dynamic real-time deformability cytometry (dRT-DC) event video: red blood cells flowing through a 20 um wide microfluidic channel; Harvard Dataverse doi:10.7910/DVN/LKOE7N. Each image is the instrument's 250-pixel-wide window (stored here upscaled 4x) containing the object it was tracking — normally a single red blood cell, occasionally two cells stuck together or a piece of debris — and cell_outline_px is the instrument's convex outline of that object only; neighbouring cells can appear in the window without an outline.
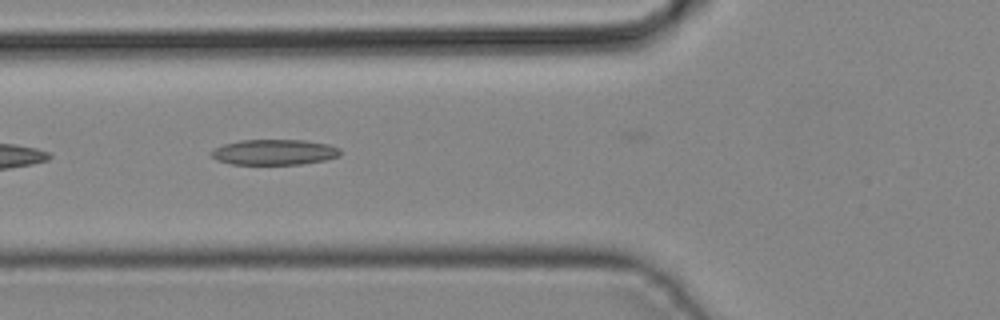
{"species": "common noctule bat (a hibernating species)", "species_latin": "Nyctalus noctula", "temperature_condition": "cold", "stored_images_in_passage": 18, "camera_frame_rate_fps": 3000, "um_per_image_px": 0.085, "animal": {"sex": "male", "body_mass_g": 19.2, "forearm_length_mm": 51.8}, "frame": {"image": 1, "passage_image": 16, "time_ms": 5.0, "image_size_px": [1000, 320], "cell_outline_px": [[340, 156], [324, 160], [300, 164], [232, 164], [216, 160], [208, 152], [224, 144], [240, 140], [304, 140], [328, 144], [340, 148]], "centroid_in_image_um": [23.31, 12.93], "position_along_channel_um": 102.5, "area_um2": 19.13}}